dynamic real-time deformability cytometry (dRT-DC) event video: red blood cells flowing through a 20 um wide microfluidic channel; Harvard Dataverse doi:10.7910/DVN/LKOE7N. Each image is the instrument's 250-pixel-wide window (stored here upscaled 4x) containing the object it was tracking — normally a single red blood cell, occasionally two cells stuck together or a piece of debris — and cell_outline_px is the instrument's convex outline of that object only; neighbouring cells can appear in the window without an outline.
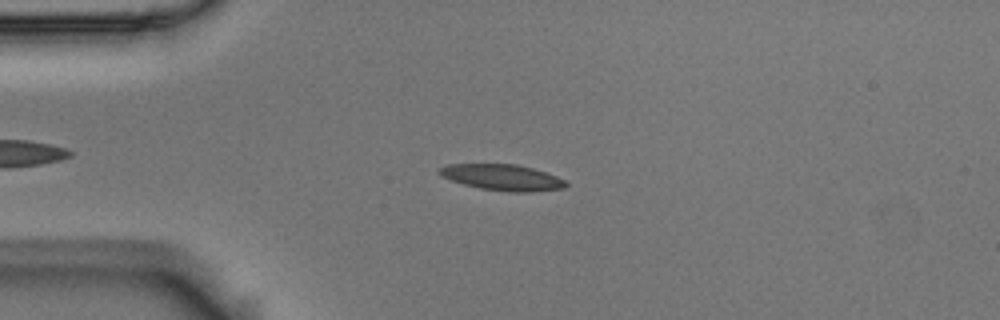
{"species": "Egyptian fruit bat (a non-hibernating species)", "species_latin": "Rousettus aegyptiacus", "temperature_condition": "room temperature", "stored_images_in_passage": 50, "camera_frame_rate_fps": 3000, "um_per_image_px": 0.085, "animal": {"sex": "male"}, "frame": {"image": 1, "passage_image": 13, "time_ms": 4.0, "image_size_px": [1000, 320], "cell_outline_px": [[568, 184], [564, 188], [528, 192], [508, 192], [480, 188], [464, 184], [440, 176], [440, 168], [448, 164], [516, 164], [532, 168], [556, 176], [564, 180]], "centroid_in_image_um": [42.7, 15.08], "position_along_channel_um": 42.3, "area_um2": 18.96}}
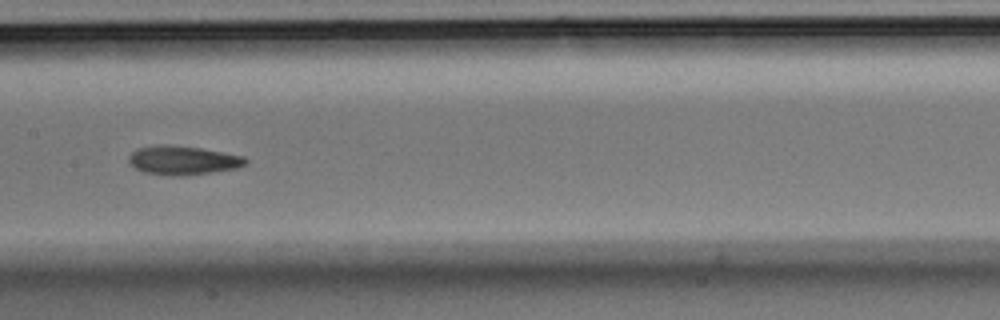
{"frame": {"image": 2, "passage_image": 27, "time_ms": 8.667, "image_size_px": [1000, 320], "cell_outline_px": [[248, 164], [240, 168], [184, 176], [168, 176], [144, 172], [136, 168], [128, 160], [128, 156], [136, 148], [156, 144], [164, 144], [200, 148], [244, 156], [248, 160]], "centroid_in_image_um": [15.56, 13.63], "position_along_channel_um": 191.8, "area_um2": 19.94}}
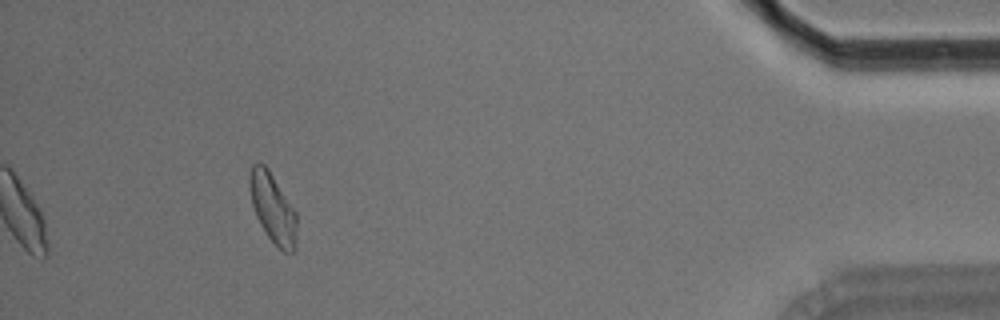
{"frame": {"image": 3, "passage_image": 50, "time_ms": 16.333, "image_size_px": [1000, 320], "cell_outline_px": [[296, 248], [292, 252], [284, 252], [268, 236], [260, 224], [256, 216], [252, 204], [248, 184], [248, 176], [252, 164], [264, 164], [268, 168], [296, 212]], "centroid_in_image_um": [23.17, 17.67], "position_along_channel_um": 412.0, "area_um2": 18.96}, "authors_computed_cell_mechanics": {"area_um2": 18.9584, "velocity_mm_per_s": 3.6687, "shape_relaxation_time_tau1_ms": 4.3201, "shape_relaxation_time_tau2_ms": 5.0076, "deformation_change_tau1": 0.1246, "deformation_change_tau2": 0.1125}}